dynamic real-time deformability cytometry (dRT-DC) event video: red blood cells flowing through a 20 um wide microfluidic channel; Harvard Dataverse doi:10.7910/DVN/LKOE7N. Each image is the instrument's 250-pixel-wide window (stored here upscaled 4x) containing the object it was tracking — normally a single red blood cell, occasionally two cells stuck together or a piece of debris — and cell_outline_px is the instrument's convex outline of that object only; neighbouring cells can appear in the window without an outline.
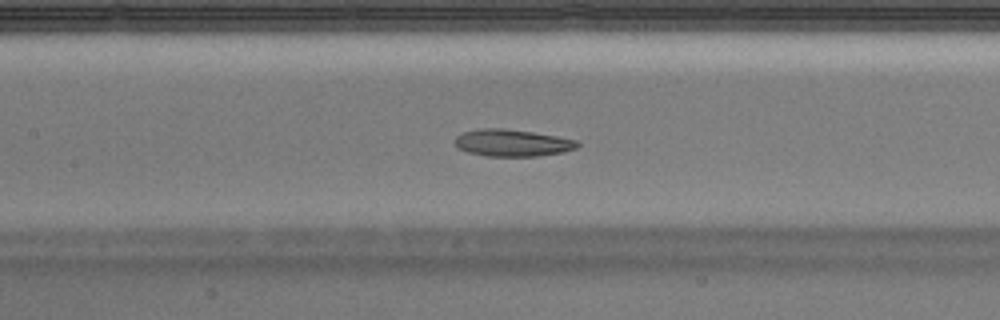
{"species": "Egyptian fruit bat (a non-hibernating species)", "species_latin": "Rousettus aegyptiacus", "temperature_condition": "warm", "stored_images_in_passage": 39, "segment_of_instrument_passage": [1, 2], "camera_frame_rate_fps": 3000, "um_per_image_px": 0.085, "animal": {"sex": "male"}, "frame": {"image": 1, "passage_image": 17, "time_ms": 5.333, "image_size_px": [1000, 320], "cell_outline_px": [[580, 144], [576, 148], [564, 152], [536, 156], [488, 156], [468, 152], [456, 148], [456, 136], [464, 132], [480, 128], [504, 128], [532, 132], [556, 136], [576, 140]], "centroid_in_image_um": [43.54, 12.14], "position_along_channel_um": 163.9, "area_um2": 19.19}}